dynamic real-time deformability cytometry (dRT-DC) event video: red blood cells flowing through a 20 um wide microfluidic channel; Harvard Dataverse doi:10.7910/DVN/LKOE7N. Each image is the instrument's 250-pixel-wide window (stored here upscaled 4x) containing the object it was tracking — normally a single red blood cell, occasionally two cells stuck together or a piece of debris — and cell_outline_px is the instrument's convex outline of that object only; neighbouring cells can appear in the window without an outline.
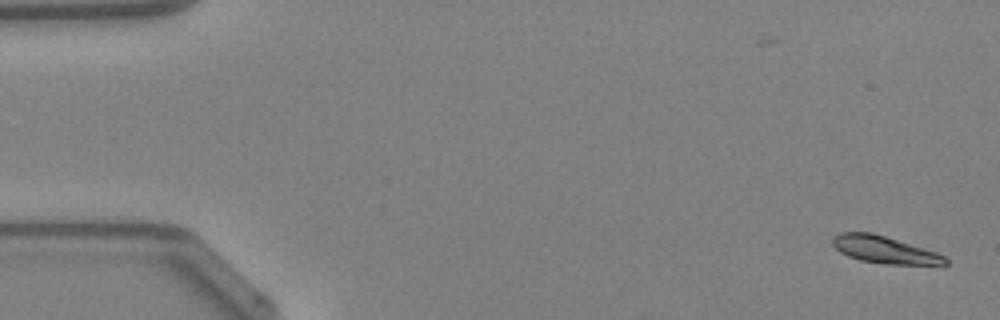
{"species": "Egyptian fruit bat (a non-hibernating species)", "species_latin": "Rousettus aegyptiacus", "temperature_condition": "warm", "stored_images_in_passage": 48, "camera_frame_rate_fps": 3000, "um_per_image_px": 0.085, "animal": {"sex": "female"}, "frame": {"image": 1, "passage_image": 1, "time_ms": 0.0, "image_size_px": [1000, 320], "cell_outline_px": [[948, 264], [944, 268], [884, 264], [860, 260], [848, 256], [840, 252], [832, 244], [832, 236], [840, 232], [872, 232], [936, 252], [944, 256], [948, 260]], "centroid_in_image_um": [75.3, 21.28], "position_along_channel_um": 9.7, "area_um2": 18.61}}
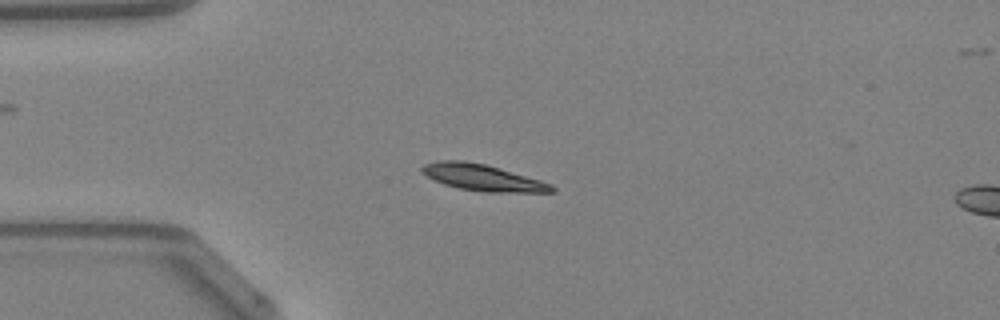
{"frame": {"image": 2, "passage_image": 12, "time_ms": 3.667, "image_size_px": [1000, 320], "cell_outline_px": [[556, 192], [484, 192], [460, 188], [444, 184], [420, 172], [420, 168], [424, 164], [440, 160], [464, 160], [484, 164], [540, 180], [552, 184], [556, 188]], "centroid_in_image_um": [41.02, 15.09], "position_along_channel_um": 44.0, "area_um2": 19.77}}
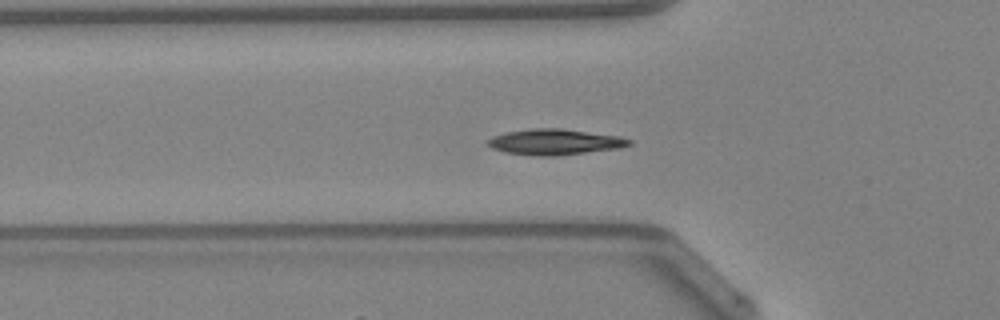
{"frame": {"image": 3, "passage_image": 16, "time_ms": 5.0, "image_size_px": [1000, 320], "cell_outline_px": [[632, 144], [620, 148], [556, 156], [540, 156], [504, 152], [492, 148], [484, 144], [484, 140], [492, 136], [508, 132], [532, 128], [560, 128], [620, 136], [632, 140]], "centroid_in_image_um": [47.13, 12.06], "position_along_channel_um": 78.7, "area_um2": 21.39}, "authors_computed_cell_mechanics": {"area_um2": 19.074, "velocity_mm_per_s": 4.2235, "shape_relaxation_time_tau1_ms": 2.9222, "shape_relaxation_time_tau2_ms": null, "deformation_change_tau1": 0.1123, "deformation_change_tau2": null}}